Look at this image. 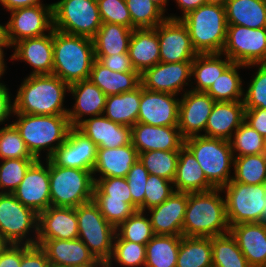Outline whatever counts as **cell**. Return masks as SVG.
<instances>
[{
  "mask_svg": "<svg viewBox=\"0 0 266 267\" xmlns=\"http://www.w3.org/2000/svg\"><path fill=\"white\" fill-rule=\"evenodd\" d=\"M78 238L76 208L50 206L38 214L37 240Z\"/></svg>",
  "mask_w": 266,
  "mask_h": 267,
  "instance_id": "d4e9b609",
  "label": "cell"
},
{
  "mask_svg": "<svg viewBox=\"0 0 266 267\" xmlns=\"http://www.w3.org/2000/svg\"><path fill=\"white\" fill-rule=\"evenodd\" d=\"M229 142L234 157L266 153L263 136L245 121L234 132Z\"/></svg>",
  "mask_w": 266,
  "mask_h": 267,
  "instance_id": "f6af8a7d",
  "label": "cell"
},
{
  "mask_svg": "<svg viewBox=\"0 0 266 267\" xmlns=\"http://www.w3.org/2000/svg\"><path fill=\"white\" fill-rule=\"evenodd\" d=\"M0 4L8 11L15 9L31 7L36 5H44L41 0H0Z\"/></svg>",
  "mask_w": 266,
  "mask_h": 267,
  "instance_id": "6125c7cd",
  "label": "cell"
},
{
  "mask_svg": "<svg viewBox=\"0 0 266 267\" xmlns=\"http://www.w3.org/2000/svg\"><path fill=\"white\" fill-rule=\"evenodd\" d=\"M139 159V153L131 144L118 148H98L94 174L99 178L126 177L133 164Z\"/></svg>",
  "mask_w": 266,
  "mask_h": 267,
  "instance_id": "f546056e",
  "label": "cell"
},
{
  "mask_svg": "<svg viewBox=\"0 0 266 267\" xmlns=\"http://www.w3.org/2000/svg\"><path fill=\"white\" fill-rule=\"evenodd\" d=\"M246 68L245 65L232 63L206 92L216 102L220 101H243L244 91L242 78L237 69Z\"/></svg>",
  "mask_w": 266,
  "mask_h": 267,
  "instance_id": "f35d334b",
  "label": "cell"
},
{
  "mask_svg": "<svg viewBox=\"0 0 266 267\" xmlns=\"http://www.w3.org/2000/svg\"><path fill=\"white\" fill-rule=\"evenodd\" d=\"M176 267H213L211 238L182 235Z\"/></svg>",
  "mask_w": 266,
  "mask_h": 267,
  "instance_id": "8d00e7d4",
  "label": "cell"
},
{
  "mask_svg": "<svg viewBox=\"0 0 266 267\" xmlns=\"http://www.w3.org/2000/svg\"><path fill=\"white\" fill-rule=\"evenodd\" d=\"M89 80L98 86L106 96L132 91L141 84L140 74L137 71H112L97 60L91 67Z\"/></svg>",
  "mask_w": 266,
  "mask_h": 267,
  "instance_id": "1f68e13d",
  "label": "cell"
},
{
  "mask_svg": "<svg viewBox=\"0 0 266 267\" xmlns=\"http://www.w3.org/2000/svg\"><path fill=\"white\" fill-rule=\"evenodd\" d=\"M178 159L179 150H154L139 153V160L149 174L157 175L172 182L175 177Z\"/></svg>",
  "mask_w": 266,
  "mask_h": 267,
  "instance_id": "b9f144b4",
  "label": "cell"
},
{
  "mask_svg": "<svg viewBox=\"0 0 266 267\" xmlns=\"http://www.w3.org/2000/svg\"><path fill=\"white\" fill-rule=\"evenodd\" d=\"M35 158L28 150L15 125L6 124L0 129V159Z\"/></svg>",
  "mask_w": 266,
  "mask_h": 267,
  "instance_id": "c3c4849f",
  "label": "cell"
},
{
  "mask_svg": "<svg viewBox=\"0 0 266 267\" xmlns=\"http://www.w3.org/2000/svg\"><path fill=\"white\" fill-rule=\"evenodd\" d=\"M6 39L10 47L20 40L46 35L53 30V4L36 5L10 11Z\"/></svg>",
  "mask_w": 266,
  "mask_h": 267,
  "instance_id": "4fadbf2b",
  "label": "cell"
},
{
  "mask_svg": "<svg viewBox=\"0 0 266 267\" xmlns=\"http://www.w3.org/2000/svg\"><path fill=\"white\" fill-rule=\"evenodd\" d=\"M225 195L229 227L240 223L263 222L266 184L247 185L233 181L221 188Z\"/></svg>",
  "mask_w": 266,
  "mask_h": 267,
  "instance_id": "30bf717a",
  "label": "cell"
},
{
  "mask_svg": "<svg viewBox=\"0 0 266 267\" xmlns=\"http://www.w3.org/2000/svg\"><path fill=\"white\" fill-rule=\"evenodd\" d=\"M12 47L10 60H23L33 67L31 75L52 74L53 71V30L46 35L26 38Z\"/></svg>",
  "mask_w": 266,
  "mask_h": 267,
  "instance_id": "7402d4cb",
  "label": "cell"
},
{
  "mask_svg": "<svg viewBox=\"0 0 266 267\" xmlns=\"http://www.w3.org/2000/svg\"><path fill=\"white\" fill-rule=\"evenodd\" d=\"M187 203V192L174 191L163 203L148 209L154 234L182 236Z\"/></svg>",
  "mask_w": 266,
  "mask_h": 267,
  "instance_id": "44dd1931",
  "label": "cell"
},
{
  "mask_svg": "<svg viewBox=\"0 0 266 267\" xmlns=\"http://www.w3.org/2000/svg\"><path fill=\"white\" fill-rule=\"evenodd\" d=\"M184 146L196 158L214 188H222L229 183L232 179L231 165L234 164L229 141L200 134L184 139Z\"/></svg>",
  "mask_w": 266,
  "mask_h": 267,
  "instance_id": "8992f818",
  "label": "cell"
},
{
  "mask_svg": "<svg viewBox=\"0 0 266 267\" xmlns=\"http://www.w3.org/2000/svg\"><path fill=\"white\" fill-rule=\"evenodd\" d=\"M76 216L78 238L96 260L109 261L113 253L115 227L103 217L93 200L76 207Z\"/></svg>",
  "mask_w": 266,
  "mask_h": 267,
  "instance_id": "ba28073f",
  "label": "cell"
},
{
  "mask_svg": "<svg viewBox=\"0 0 266 267\" xmlns=\"http://www.w3.org/2000/svg\"><path fill=\"white\" fill-rule=\"evenodd\" d=\"M51 206L76 208L92 201L95 181L93 172L57 166L49 158Z\"/></svg>",
  "mask_w": 266,
  "mask_h": 267,
  "instance_id": "52a82bcc",
  "label": "cell"
},
{
  "mask_svg": "<svg viewBox=\"0 0 266 267\" xmlns=\"http://www.w3.org/2000/svg\"><path fill=\"white\" fill-rule=\"evenodd\" d=\"M0 267H21V244H6L0 251Z\"/></svg>",
  "mask_w": 266,
  "mask_h": 267,
  "instance_id": "91938a15",
  "label": "cell"
},
{
  "mask_svg": "<svg viewBox=\"0 0 266 267\" xmlns=\"http://www.w3.org/2000/svg\"><path fill=\"white\" fill-rule=\"evenodd\" d=\"M125 2L130 12L132 29L155 28L167 18L151 0H125Z\"/></svg>",
  "mask_w": 266,
  "mask_h": 267,
  "instance_id": "ee69618b",
  "label": "cell"
},
{
  "mask_svg": "<svg viewBox=\"0 0 266 267\" xmlns=\"http://www.w3.org/2000/svg\"><path fill=\"white\" fill-rule=\"evenodd\" d=\"M10 48V45H9V43H0V77L2 76V75H4V73H5V70H6V64H5V62H4V51H3V49L4 48Z\"/></svg>",
  "mask_w": 266,
  "mask_h": 267,
  "instance_id": "e7e4bbea",
  "label": "cell"
},
{
  "mask_svg": "<svg viewBox=\"0 0 266 267\" xmlns=\"http://www.w3.org/2000/svg\"><path fill=\"white\" fill-rule=\"evenodd\" d=\"M75 128L98 148H118L131 144V127L115 123L103 114L84 118Z\"/></svg>",
  "mask_w": 266,
  "mask_h": 267,
  "instance_id": "603a6c76",
  "label": "cell"
},
{
  "mask_svg": "<svg viewBox=\"0 0 266 267\" xmlns=\"http://www.w3.org/2000/svg\"><path fill=\"white\" fill-rule=\"evenodd\" d=\"M141 99V84L134 90L109 95L103 115L111 121L132 127L137 123Z\"/></svg>",
  "mask_w": 266,
  "mask_h": 267,
  "instance_id": "d6a6232c",
  "label": "cell"
},
{
  "mask_svg": "<svg viewBox=\"0 0 266 267\" xmlns=\"http://www.w3.org/2000/svg\"><path fill=\"white\" fill-rule=\"evenodd\" d=\"M213 267H251L230 233L211 237Z\"/></svg>",
  "mask_w": 266,
  "mask_h": 267,
  "instance_id": "ab89813d",
  "label": "cell"
},
{
  "mask_svg": "<svg viewBox=\"0 0 266 267\" xmlns=\"http://www.w3.org/2000/svg\"><path fill=\"white\" fill-rule=\"evenodd\" d=\"M46 167L41 159L36 160L26 171L25 176L12 193L24 206L33 209L37 214L51 206L49 159Z\"/></svg>",
  "mask_w": 266,
  "mask_h": 267,
  "instance_id": "9a60e30c",
  "label": "cell"
},
{
  "mask_svg": "<svg viewBox=\"0 0 266 267\" xmlns=\"http://www.w3.org/2000/svg\"><path fill=\"white\" fill-rule=\"evenodd\" d=\"M132 32L120 24L102 23L93 38L95 55L128 53Z\"/></svg>",
  "mask_w": 266,
  "mask_h": 267,
  "instance_id": "d590c367",
  "label": "cell"
},
{
  "mask_svg": "<svg viewBox=\"0 0 266 267\" xmlns=\"http://www.w3.org/2000/svg\"><path fill=\"white\" fill-rule=\"evenodd\" d=\"M69 84L54 74H29L14 99V112L31 115H67L64 108Z\"/></svg>",
  "mask_w": 266,
  "mask_h": 267,
  "instance_id": "6da1fadb",
  "label": "cell"
},
{
  "mask_svg": "<svg viewBox=\"0 0 266 267\" xmlns=\"http://www.w3.org/2000/svg\"><path fill=\"white\" fill-rule=\"evenodd\" d=\"M176 4H178V9H181L182 14L184 17L187 13H189L192 10L197 9L198 7L202 6L203 4H206V0H175Z\"/></svg>",
  "mask_w": 266,
  "mask_h": 267,
  "instance_id": "be15d7a7",
  "label": "cell"
},
{
  "mask_svg": "<svg viewBox=\"0 0 266 267\" xmlns=\"http://www.w3.org/2000/svg\"><path fill=\"white\" fill-rule=\"evenodd\" d=\"M263 143H264V149H265V152H266V135L263 137Z\"/></svg>",
  "mask_w": 266,
  "mask_h": 267,
  "instance_id": "753ad0ef",
  "label": "cell"
},
{
  "mask_svg": "<svg viewBox=\"0 0 266 267\" xmlns=\"http://www.w3.org/2000/svg\"><path fill=\"white\" fill-rule=\"evenodd\" d=\"M265 201H266V196H265ZM263 223L266 224V203H265L264 212H263Z\"/></svg>",
  "mask_w": 266,
  "mask_h": 267,
  "instance_id": "8c879c8a",
  "label": "cell"
},
{
  "mask_svg": "<svg viewBox=\"0 0 266 267\" xmlns=\"http://www.w3.org/2000/svg\"><path fill=\"white\" fill-rule=\"evenodd\" d=\"M113 260L123 267H145L146 245L122 240L115 234L113 253L109 260L111 267Z\"/></svg>",
  "mask_w": 266,
  "mask_h": 267,
  "instance_id": "bcb514c9",
  "label": "cell"
},
{
  "mask_svg": "<svg viewBox=\"0 0 266 267\" xmlns=\"http://www.w3.org/2000/svg\"><path fill=\"white\" fill-rule=\"evenodd\" d=\"M148 177L149 173L139 159L133 164L126 176L132 196V207L136 211H143L145 186Z\"/></svg>",
  "mask_w": 266,
  "mask_h": 267,
  "instance_id": "db71d44e",
  "label": "cell"
},
{
  "mask_svg": "<svg viewBox=\"0 0 266 267\" xmlns=\"http://www.w3.org/2000/svg\"><path fill=\"white\" fill-rule=\"evenodd\" d=\"M6 242L2 239V237L0 236V251L6 246Z\"/></svg>",
  "mask_w": 266,
  "mask_h": 267,
  "instance_id": "2644e50d",
  "label": "cell"
},
{
  "mask_svg": "<svg viewBox=\"0 0 266 267\" xmlns=\"http://www.w3.org/2000/svg\"><path fill=\"white\" fill-rule=\"evenodd\" d=\"M5 84L0 83V123L3 124L11 114H14V102H11V95ZM12 103V104H11Z\"/></svg>",
  "mask_w": 266,
  "mask_h": 267,
  "instance_id": "94428289",
  "label": "cell"
},
{
  "mask_svg": "<svg viewBox=\"0 0 266 267\" xmlns=\"http://www.w3.org/2000/svg\"><path fill=\"white\" fill-rule=\"evenodd\" d=\"M232 180L247 185L266 184V153L234 157Z\"/></svg>",
  "mask_w": 266,
  "mask_h": 267,
  "instance_id": "60d3db41",
  "label": "cell"
},
{
  "mask_svg": "<svg viewBox=\"0 0 266 267\" xmlns=\"http://www.w3.org/2000/svg\"><path fill=\"white\" fill-rule=\"evenodd\" d=\"M207 3L222 4L225 5L227 0H206Z\"/></svg>",
  "mask_w": 266,
  "mask_h": 267,
  "instance_id": "89a4df30",
  "label": "cell"
},
{
  "mask_svg": "<svg viewBox=\"0 0 266 267\" xmlns=\"http://www.w3.org/2000/svg\"><path fill=\"white\" fill-rule=\"evenodd\" d=\"M36 158L5 159L0 163V193L12 194ZM5 189V190H4Z\"/></svg>",
  "mask_w": 266,
  "mask_h": 267,
  "instance_id": "7dc6e473",
  "label": "cell"
},
{
  "mask_svg": "<svg viewBox=\"0 0 266 267\" xmlns=\"http://www.w3.org/2000/svg\"><path fill=\"white\" fill-rule=\"evenodd\" d=\"M173 188L172 181L157 175L149 174L145 186L143 211L146 212L148 209L163 203L175 191Z\"/></svg>",
  "mask_w": 266,
  "mask_h": 267,
  "instance_id": "f5cc1de1",
  "label": "cell"
},
{
  "mask_svg": "<svg viewBox=\"0 0 266 267\" xmlns=\"http://www.w3.org/2000/svg\"><path fill=\"white\" fill-rule=\"evenodd\" d=\"M128 55L133 68L139 74L159 63L160 46L156 27L133 29Z\"/></svg>",
  "mask_w": 266,
  "mask_h": 267,
  "instance_id": "f1b7e54d",
  "label": "cell"
},
{
  "mask_svg": "<svg viewBox=\"0 0 266 267\" xmlns=\"http://www.w3.org/2000/svg\"><path fill=\"white\" fill-rule=\"evenodd\" d=\"M180 19L187 27L192 46L197 54L221 53L226 41L227 21L225 5L206 3Z\"/></svg>",
  "mask_w": 266,
  "mask_h": 267,
  "instance_id": "277c9868",
  "label": "cell"
},
{
  "mask_svg": "<svg viewBox=\"0 0 266 267\" xmlns=\"http://www.w3.org/2000/svg\"><path fill=\"white\" fill-rule=\"evenodd\" d=\"M191 73L192 61L159 62L140 74L141 86L151 91L178 95L191 81Z\"/></svg>",
  "mask_w": 266,
  "mask_h": 267,
  "instance_id": "2e32d148",
  "label": "cell"
},
{
  "mask_svg": "<svg viewBox=\"0 0 266 267\" xmlns=\"http://www.w3.org/2000/svg\"><path fill=\"white\" fill-rule=\"evenodd\" d=\"M86 267H111L109 261L97 260L92 265Z\"/></svg>",
  "mask_w": 266,
  "mask_h": 267,
  "instance_id": "03108f58",
  "label": "cell"
},
{
  "mask_svg": "<svg viewBox=\"0 0 266 267\" xmlns=\"http://www.w3.org/2000/svg\"><path fill=\"white\" fill-rule=\"evenodd\" d=\"M97 145L72 127L50 159L60 167L78 168L93 172L97 157Z\"/></svg>",
  "mask_w": 266,
  "mask_h": 267,
  "instance_id": "d6986e66",
  "label": "cell"
},
{
  "mask_svg": "<svg viewBox=\"0 0 266 267\" xmlns=\"http://www.w3.org/2000/svg\"><path fill=\"white\" fill-rule=\"evenodd\" d=\"M102 23L120 24L132 29L125 0H97Z\"/></svg>",
  "mask_w": 266,
  "mask_h": 267,
  "instance_id": "11a10c76",
  "label": "cell"
},
{
  "mask_svg": "<svg viewBox=\"0 0 266 267\" xmlns=\"http://www.w3.org/2000/svg\"><path fill=\"white\" fill-rule=\"evenodd\" d=\"M144 213V211H135L115 228L116 235L122 240L146 245L155 234L150 218Z\"/></svg>",
  "mask_w": 266,
  "mask_h": 267,
  "instance_id": "7bdbcfd3",
  "label": "cell"
},
{
  "mask_svg": "<svg viewBox=\"0 0 266 267\" xmlns=\"http://www.w3.org/2000/svg\"><path fill=\"white\" fill-rule=\"evenodd\" d=\"M229 233L251 267H266V224L263 222L232 225Z\"/></svg>",
  "mask_w": 266,
  "mask_h": 267,
  "instance_id": "484cf974",
  "label": "cell"
},
{
  "mask_svg": "<svg viewBox=\"0 0 266 267\" xmlns=\"http://www.w3.org/2000/svg\"><path fill=\"white\" fill-rule=\"evenodd\" d=\"M18 120L13 122L30 153L38 160L41 151L47 150L49 159L65 142L72 128L67 115H31L14 112ZM56 144V145H55Z\"/></svg>",
  "mask_w": 266,
  "mask_h": 267,
  "instance_id": "5b68a950",
  "label": "cell"
},
{
  "mask_svg": "<svg viewBox=\"0 0 266 267\" xmlns=\"http://www.w3.org/2000/svg\"><path fill=\"white\" fill-rule=\"evenodd\" d=\"M96 60L93 39L53 29V71L69 85L89 79Z\"/></svg>",
  "mask_w": 266,
  "mask_h": 267,
  "instance_id": "3957f363",
  "label": "cell"
},
{
  "mask_svg": "<svg viewBox=\"0 0 266 267\" xmlns=\"http://www.w3.org/2000/svg\"><path fill=\"white\" fill-rule=\"evenodd\" d=\"M0 43H8L6 39V28L5 25L0 24Z\"/></svg>",
  "mask_w": 266,
  "mask_h": 267,
  "instance_id": "a7ac6f4b",
  "label": "cell"
},
{
  "mask_svg": "<svg viewBox=\"0 0 266 267\" xmlns=\"http://www.w3.org/2000/svg\"><path fill=\"white\" fill-rule=\"evenodd\" d=\"M245 120L243 101L215 102L205 127L206 137L219 138L229 141L239 126Z\"/></svg>",
  "mask_w": 266,
  "mask_h": 267,
  "instance_id": "83f0119b",
  "label": "cell"
},
{
  "mask_svg": "<svg viewBox=\"0 0 266 267\" xmlns=\"http://www.w3.org/2000/svg\"><path fill=\"white\" fill-rule=\"evenodd\" d=\"M31 228L35 238L27 236ZM0 236L7 244L37 245L38 214L10 193H0Z\"/></svg>",
  "mask_w": 266,
  "mask_h": 267,
  "instance_id": "8fae6325",
  "label": "cell"
},
{
  "mask_svg": "<svg viewBox=\"0 0 266 267\" xmlns=\"http://www.w3.org/2000/svg\"><path fill=\"white\" fill-rule=\"evenodd\" d=\"M92 200L103 217L115 228L136 211L129 203L109 199V196H93Z\"/></svg>",
  "mask_w": 266,
  "mask_h": 267,
  "instance_id": "681fc988",
  "label": "cell"
},
{
  "mask_svg": "<svg viewBox=\"0 0 266 267\" xmlns=\"http://www.w3.org/2000/svg\"><path fill=\"white\" fill-rule=\"evenodd\" d=\"M244 121L263 137L266 135V109L245 108Z\"/></svg>",
  "mask_w": 266,
  "mask_h": 267,
  "instance_id": "680465c9",
  "label": "cell"
},
{
  "mask_svg": "<svg viewBox=\"0 0 266 267\" xmlns=\"http://www.w3.org/2000/svg\"><path fill=\"white\" fill-rule=\"evenodd\" d=\"M21 267H51L45 251L39 245L21 244Z\"/></svg>",
  "mask_w": 266,
  "mask_h": 267,
  "instance_id": "9f6ffc18",
  "label": "cell"
},
{
  "mask_svg": "<svg viewBox=\"0 0 266 267\" xmlns=\"http://www.w3.org/2000/svg\"><path fill=\"white\" fill-rule=\"evenodd\" d=\"M181 237L154 235L146 244L145 267H176Z\"/></svg>",
  "mask_w": 266,
  "mask_h": 267,
  "instance_id": "74e56055",
  "label": "cell"
},
{
  "mask_svg": "<svg viewBox=\"0 0 266 267\" xmlns=\"http://www.w3.org/2000/svg\"><path fill=\"white\" fill-rule=\"evenodd\" d=\"M93 178V196H109V199L122 200L132 206V196L126 177Z\"/></svg>",
  "mask_w": 266,
  "mask_h": 267,
  "instance_id": "816d5d0a",
  "label": "cell"
},
{
  "mask_svg": "<svg viewBox=\"0 0 266 267\" xmlns=\"http://www.w3.org/2000/svg\"><path fill=\"white\" fill-rule=\"evenodd\" d=\"M53 4V29L93 39L102 25L97 0H60Z\"/></svg>",
  "mask_w": 266,
  "mask_h": 267,
  "instance_id": "9c48e42d",
  "label": "cell"
},
{
  "mask_svg": "<svg viewBox=\"0 0 266 267\" xmlns=\"http://www.w3.org/2000/svg\"><path fill=\"white\" fill-rule=\"evenodd\" d=\"M179 102L178 128L181 136L186 139L200 135L207 124L215 100L206 92L185 90Z\"/></svg>",
  "mask_w": 266,
  "mask_h": 267,
  "instance_id": "e0dca14e",
  "label": "cell"
},
{
  "mask_svg": "<svg viewBox=\"0 0 266 267\" xmlns=\"http://www.w3.org/2000/svg\"><path fill=\"white\" fill-rule=\"evenodd\" d=\"M96 60L104 67L116 72L136 71L131 63L128 53L112 55H95Z\"/></svg>",
  "mask_w": 266,
  "mask_h": 267,
  "instance_id": "6f0895ef",
  "label": "cell"
},
{
  "mask_svg": "<svg viewBox=\"0 0 266 267\" xmlns=\"http://www.w3.org/2000/svg\"><path fill=\"white\" fill-rule=\"evenodd\" d=\"M233 63L266 64V28L227 25L226 41L221 52Z\"/></svg>",
  "mask_w": 266,
  "mask_h": 267,
  "instance_id": "7c38bea8",
  "label": "cell"
},
{
  "mask_svg": "<svg viewBox=\"0 0 266 267\" xmlns=\"http://www.w3.org/2000/svg\"><path fill=\"white\" fill-rule=\"evenodd\" d=\"M176 192H205L214 189L193 154L183 146L179 150L177 169L173 180Z\"/></svg>",
  "mask_w": 266,
  "mask_h": 267,
  "instance_id": "4dcf8cb0",
  "label": "cell"
},
{
  "mask_svg": "<svg viewBox=\"0 0 266 267\" xmlns=\"http://www.w3.org/2000/svg\"><path fill=\"white\" fill-rule=\"evenodd\" d=\"M259 67L252 76L247 91L244 93L245 108L266 109V64H252L246 67Z\"/></svg>",
  "mask_w": 266,
  "mask_h": 267,
  "instance_id": "f907efd6",
  "label": "cell"
},
{
  "mask_svg": "<svg viewBox=\"0 0 266 267\" xmlns=\"http://www.w3.org/2000/svg\"><path fill=\"white\" fill-rule=\"evenodd\" d=\"M131 143L138 153L180 150L184 146L178 126H153L137 122L131 127Z\"/></svg>",
  "mask_w": 266,
  "mask_h": 267,
  "instance_id": "ffe728a7",
  "label": "cell"
},
{
  "mask_svg": "<svg viewBox=\"0 0 266 267\" xmlns=\"http://www.w3.org/2000/svg\"><path fill=\"white\" fill-rule=\"evenodd\" d=\"M225 10L227 25L266 28L264 0H227Z\"/></svg>",
  "mask_w": 266,
  "mask_h": 267,
  "instance_id": "836d02e7",
  "label": "cell"
},
{
  "mask_svg": "<svg viewBox=\"0 0 266 267\" xmlns=\"http://www.w3.org/2000/svg\"><path fill=\"white\" fill-rule=\"evenodd\" d=\"M222 53L198 54L192 61L193 79L197 84L193 91L207 92L214 81L233 63Z\"/></svg>",
  "mask_w": 266,
  "mask_h": 267,
  "instance_id": "e575fe53",
  "label": "cell"
},
{
  "mask_svg": "<svg viewBox=\"0 0 266 267\" xmlns=\"http://www.w3.org/2000/svg\"><path fill=\"white\" fill-rule=\"evenodd\" d=\"M174 94L144 89L137 122L153 126H178L179 102Z\"/></svg>",
  "mask_w": 266,
  "mask_h": 267,
  "instance_id": "ac0fdd59",
  "label": "cell"
},
{
  "mask_svg": "<svg viewBox=\"0 0 266 267\" xmlns=\"http://www.w3.org/2000/svg\"><path fill=\"white\" fill-rule=\"evenodd\" d=\"M220 193L221 188L188 193L183 236L211 238L229 233L225 198Z\"/></svg>",
  "mask_w": 266,
  "mask_h": 267,
  "instance_id": "7a4b0ae2",
  "label": "cell"
},
{
  "mask_svg": "<svg viewBox=\"0 0 266 267\" xmlns=\"http://www.w3.org/2000/svg\"><path fill=\"white\" fill-rule=\"evenodd\" d=\"M160 46V62L193 61L194 50L186 25L180 19L166 18L156 27Z\"/></svg>",
  "mask_w": 266,
  "mask_h": 267,
  "instance_id": "5bb4252c",
  "label": "cell"
},
{
  "mask_svg": "<svg viewBox=\"0 0 266 267\" xmlns=\"http://www.w3.org/2000/svg\"><path fill=\"white\" fill-rule=\"evenodd\" d=\"M69 92L75 99L73 109H68L67 114L71 127L81 123L83 116L94 117L103 114L107 96L89 79L70 84Z\"/></svg>",
  "mask_w": 266,
  "mask_h": 267,
  "instance_id": "4316f807",
  "label": "cell"
},
{
  "mask_svg": "<svg viewBox=\"0 0 266 267\" xmlns=\"http://www.w3.org/2000/svg\"><path fill=\"white\" fill-rule=\"evenodd\" d=\"M155 5H157L164 13L166 11V5L169 0H151Z\"/></svg>",
  "mask_w": 266,
  "mask_h": 267,
  "instance_id": "003e7915",
  "label": "cell"
},
{
  "mask_svg": "<svg viewBox=\"0 0 266 267\" xmlns=\"http://www.w3.org/2000/svg\"><path fill=\"white\" fill-rule=\"evenodd\" d=\"M37 245L45 251L51 267H86L97 261L79 238L37 240Z\"/></svg>",
  "mask_w": 266,
  "mask_h": 267,
  "instance_id": "cb8c5ba5",
  "label": "cell"
}]
</instances>
